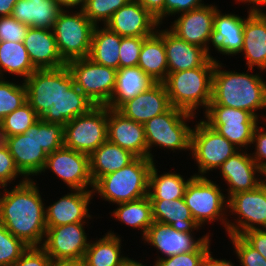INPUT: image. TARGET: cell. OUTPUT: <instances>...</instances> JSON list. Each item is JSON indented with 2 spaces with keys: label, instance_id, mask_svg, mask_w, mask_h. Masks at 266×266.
Instances as JSON below:
<instances>
[{
  "label": "cell",
  "instance_id": "cell-31",
  "mask_svg": "<svg viewBox=\"0 0 266 266\" xmlns=\"http://www.w3.org/2000/svg\"><path fill=\"white\" fill-rule=\"evenodd\" d=\"M153 221L167 224L173 230L190 233L199 229L184 198L174 200H151Z\"/></svg>",
  "mask_w": 266,
  "mask_h": 266
},
{
  "label": "cell",
  "instance_id": "cell-54",
  "mask_svg": "<svg viewBox=\"0 0 266 266\" xmlns=\"http://www.w3.org/2000/svg\"><path fill=\"white\" fill-rule=\"evenodd\" d=\"M18 0H0V17L11 16L13 7Z\"/></svg>",
  "mask_w": 266,
  "mask_h": 266
},
{
  "label": "cell",
  "instance_id": "cell-47",
  "mask_svg": "<svg viewBox=\"0 0 266 266\" xmlns=\"http://www.w3.org/2000/svg\"><path fill=\"white\" fill-rule=\"evenodd\" d=\"M24 176L16 167L13 156L5 146L0 150V187L4 188L19 175ZM1 189V188H0Z\"/></svg>",
  "mask_w": 266,
  "mask_h": 266
},
{
  "label": "cell",
  "instance_id": "cell-27",
  "mask_svg": "<svg viewBox=\"0 0 266 266\" xmlns=\"http://www.w3.org/2000/svg\"><path fill=\"white\" fill-rule=\"evenodd\" d=\"M209 235L198 240L193 239L190 233L173 230L169 225L153 221L147 234L143 238L153 245L159 252L169 257L172 255L195 250Z\"/></svg>",
  "mask_w": 266,
  "mask_h": 266
},
{
  "label": "cell",
  "instance_id": "cell-49",
  "mask_svg": "<svg viewBox=\"0 0 266 266\" xmlns=\"http://www.w3.org/2000/svg\"><path fill=\"white\" fill-rule=\"evenodd\" d=\"M262 127L257 126L253 133V139L251 144L256 146L255 153L251 155L255 163L265 172L266 174V132ZM265 160V161H264Z\"/></svg>",
  "mask_w": 266,
  "mask_h": 266
},
{
  "label": "cell",
  "instance_id": "cell-6",
  "mask_svg": "<svg viewBox=\"0 0 266 266\" xmlns=\"http://www.w3.org/2000/svg\"><path fill=\"white\" fill-rule=\"evenodd\" d=\"M194 117L192 113L171 106L166 112L144 123L148 158L154 161L150 153L154 145L173 151L190 150L192 129L187 125L186 120Z\"/></svg>",
  "mask_w": 266,
  "mask_h": 266
},
{
  "label": "cell",
  "instance_id": "cell-1",
  "mask_svg": "<svg viewBox=\"0 0 266 266\" xmlns=\"http://www.w3.org/2000/svg\"><path fill=\"white\" fill-rule=\"evenodd\" d=\"M0 196V222L29 247H41L46 235L45 208L32 179L24 177ZM41 244V245H40Z\"/></svg>",
  "mask_w": 266,
  "mask_h": 266
},
{
  "label": "cell",
  "instance_id": "cell-12",
  "mask_svg": "<svg viewBox=\"0 0 266 266\" xmlns=\"http://www.w3.org/2000/svg\"><path fill=\"white\" fill-rule=\"evenodd\" d=\"M204 122L240 149L251 145L258 117L238 108L210 103L204 112Z\"/></svg>",
  "mask_w": 266,
  "mask_h": 266
},
{
  "label": "cell",
  "instance_id": "cell-28",
  "mask_svg": "<svg viewBox=\"0 0 266 266\" xmlns=\"http://www.w3.org/2000/svg\"><path fill=\"white\" fill-rule=\"evenodd\" d=\"M246 18L235 14H222L217 10L214 17L212 45L221 54L236 55L243 47V26Z\"/></svg>",
  "mask_w": 266,
  "mask_h": 266
},
{
  "label": "cell",
  "instance_id": "cell-23",
  "mask_svg": "<svg viewBox=\"0 0 266 266\" xmlns=\"http://www.w3.org/2000/svg\"><path fill=\"white\" fill-rule=\"evenodd\" d=\"M171 107L164 83H155L147 91L123 103L117 111L128 119L144 124Z\"/></svg>",
  "mask_w": 266,
  "mask_h": 266
},
{
  "label": "cell",
  "instance_id": "cell-4",
  "mask_svg": "<svg viewBox=\"0 0 266 266\" xmlns=\"http://www.w3.org/2000/svg\"><path fill=\"white\" fill-rule=\"evenodd\" d=\"M215 61L209 58L201 67L168 73L163 83L172 107L194 115L200 106L207 110L212 97Z\"/></svg>",
  "mask_w": 266,
  "mask_h": 266
},
{
  "label": "cell",
  "instance_id": "cell-19",
  "mask_svg": "<svg viewBox=\"0 0 266 266\" xmlns=\"http://www.w3.org/2000/svg\"><path fill=\"white\" fill-rule=\"evenodd\" d=\"M107 140L130 151L136 157L148 158L144 124L123 116L108 108Z\"/></svg>",
  "mask_w": 266,
  "mask_h": 266
},
{
  "label": "cell",
  "instance_id": "cell-15",
  "mask_svg": "<svg viewBox=\"0 0 266 266\" xmlns=\"http://www.w3.org/2000/svg\"><path fill=\"white\" fill-rule=\"evenodd\" d=\"M47 169L56 174L70 189L87 190L88 185L93 189L87 154L63 146L48 154L42 172Z\"/></svg>",
  "mask_w": 266,
  "mask_h": 266
},
{
  "label": "cell",
  "instance_id": "cell-14",
  "mask_svg": "<svg viewBox=\"0 0 266 266\" xmlns=\"http://www.w3.org/2000/svg\"><path fill=\"white\" fill-rule=\"evenodd\" d=\"M85 222L62 226H47L46 240L41 246L52 261L83 260L89 246L84 230Z\"/></svg>",
  "mask_w": 266,
  "mask_h": 266
},
{
  "label": "cell",
  "instance_id": "cell-34",
  "mask_svg": "<svg viewBox=\"0 0 266 266\" xmlns=\"http://www.w3.org/2000/svg\"><path fill=\"white\" fill-rule=\"evenodd\" d=\"M122 36L109 30L106 26L94 27L88 58L93 62L119 69V48Z\"/></svg>",
  "mask_w": 266,
  "mask_h": 266
},
{
  "label": "cell",
  "instance_id": "cell-56",
  "mask_svg": "<svg viewBox=\"0 0 266 266\" xmlns=\"http://www.w3.org/2000/svg\"><path fill=\"white\" fill-rule=\"evenodd\" d=\"M237 1H241V2H245V3H250L253 4V6L250 7V9L252 10V12H255L257 14H262V15H266V13L263 12V10H261L259 7H261L260 5H266V0H237ZM256 5V6H255ZM259 6V7H258Z\"/></svg>",
  "mask_w": 266,
  "mask_h": 266
},
{
  "label": "cell",
  "instance_id": "cell-5",
  "mask_svg": "<svg viewBox=\"0 0 266 266\" xmlns=\"http://www.w3.org/2000/svg\"><path fill=\"white\" fill-rule=\"evenodd\" d=\"M153 164L149 158L136 157L127 166L100 177L93 185V193L116 204L141 199L148 195L149 172Z\"/></svg>",
  "mask_w": 266,
  "mask_h": 266
},
{
  "label": "cell",
  "instance_id": "cell-30",
  "mask_svg": "<svg viewBox=\"0 0 266 266\" xmlns=\"http://www.w3.org/2000/svg\"><path fill=\"white\" fill-rule=\"evenodd\" d=\"M155 83L139 66L119 68L115 88L107 107L117 110L123 103L147 91Z\"/></svg>",
  "mask_w": 266,
  "mask_h": 266
},
{
  "label": "cell",
  "instance_id": "cell-36",
  "mask_svg": "<svg viewBox=\"0 0 266 266\" xmlns=\"http://www.w3.org/2000/svg\"><path fill=\"white\" fill-rule=\"evenodd\" d=\"M35 70L23 42L0 41V78L8 72L26 80Z\"/></svg>",
  "mask_w": 266,
  "mask_h": 266
},
{
  "label": "cell",
  "instance_id": "cell-57",
  "mask_svg": "<svg viewBox=\"0 0 266 266\" xmlns=\"http://www.w3.org/2000/svg\"><path fill=\"white\" fill-rule=\"evenodd\" d=\"M50 266H85L83 260L80 261H52Z\"/></svg>",
  "mask_w": 266,
  "mask_h": 266
},
{
  "label": "cell",
  "instance_id": "cell-2",
  "mask_svg": "<svg viewBox=\"0 0 266 266\" xmlns=\"http://www.w3.org/2000/svg\"><path fill=\"white\" fill-rule=\"evenodd\" d=\"M64 126L39 119L25 133L6 137L16 167L26 177L41 174L48 154L64 146Z\"/></svg>",
  "mask_w": 266,
  "mask_h": 266
},
{
  "label": "cell",
  "instance_id": "cell-21",
  "mask_svg": "<svg viewBox=\"0 0 266 266\" xmlns=\"http://www.w3.org/2000/svg\"><path fill=\"white\" fill-rule=\"evenodd\" d=\"M94 106L74 84L73 77L70 74L62 82V93L57 102L48 108L40 119L45 122L65 126L68 121L87 113Z\"/></svg>",
  "mask_w": 266,
  "mask_h": 266
},
{
  "label": "cell",
  "instance_id": "cell-55",
  "mask_svg": "<svg viewBox=\"0 0 266 266\" xmlns=\"http://www.w3.org/2000/svg\"><path fill=\"white\" fill-rule=\"evenodd\" d=\"M55 2L63 9L66 8H73L75 6H81L80 9H82L87 0H55Z\"/></svg>",
  "mask_w": 266,
  "mask_h": 266
},
{
  "label": "cell",
  "instance_id": "cell-29",
  "mask_svg": "<svg viewBox=\"0 0 266 266\" xmlns=\"http://www.w3.org/2000/svg\"><path fill=\"white\" fill-rule=\"evenodd\" d=\"M62 10L55 0H18L11 16L29 27L52 30Z\"/></svg>",
  "mask_w": 266,
  "mask_h": 266
},
{
  "label": "cell",
  "instance_id": "cell-16",
  "mask_svg": "<svg viewBox=\"0 0 266 266\" xmlns=\"http://www.w3.org/2000/svg\"><path fill=\"white\" fill-rule=\"evenodd\" d=\"M70 74L65 65L56 69H36L23 80L27 90V102L39 117L57 102L62 93V82Z\"/></svg>",
  "mask_w": 266,
  "mask_h": 266
},
{
  "label": "cell",
  "instance_id": "cell-40",
  "mask_svg": "<svg viewBox=\"0 0 266 266\" xmlns=\"http://www.w3.org/2000/svg\"><path fill=\"white\" fill-rule=\"evenodd\" d=\"M0 78V121L27 102V90L24 83L16 84Z\"/></svg>",
  "mask_w": 266,
  "mask_h": 266
},
{
  "label": "cell",
  "instance_id": "cell-22",
  "mask_svg": "<svg viewBox=\"0 0 266 266\" xmlns=\"http://www.w3.org/2000/svg\"><path fill=\"white\" fill-rule=\"evenodd\" d=\"M156 33L164 41L168 73L201 67L209 58L214 59L204 48L187 43L169 29H158Z\"/></svg>",
  "mask_w": 266,
  "mask_h": 266
},
{
  "label": "cell",
  "instance_id": "cell-8",
  "mask_svg": "<svg viewBox=\"0 0 266 266\" xmlns=\"http://www.w3.org/2000/svg\"><path fill=\"white\" fill-rule=\"evenodd\" d=\"M74 84L95 106H107L112 97L117 70L97 64L90 58H81L66 63Z\"/></svg>",
  "mask_w": 266,
  "mask_h": 266
},
{
  "label": "cell",
  "instance_id": "cell-45",
  "mask_svg": "<svg viewBox=\"0 0 266 266\" xmlns=\"http://www.w3.org/2000/svg\"><path fill=\"white\" fill-rule=\"evenodd\" d=\"M242 266H266V259L240 235H228Z\"/></svg>",
  "mask_w": 266,
  "mask_h": 266
},
{
  "label": "cell",
  "instance_id": "cell-41",
  "mask_svg": "<svg viewBox=\"0 0 266 266\" xmlns=\"http://www.w3.org/2000/svg\"><path fill=\"white\" fill-rule=\"evenodd\" d=\"M28 248L0 222V266H13Z\"/></svg>",
  "mask_w": 266,
  "mask_h": 266
},
{
  "label": "cell",
  "instance_id": "cell-48",
  "mask_svg": "<svg viewBox=\"0 0 266 266\" xmlns=\"http://www.w3.org/2000/svg\"><path fill=\"white\" fill-rule=\"evenodd\" d=\"M51 262L42 247H29L13 266H50Z\"/></svg>",
  "mask_w": 266,
  "mask_h": 266
},
{
  "label": "cell",
  "instance_id": "cell-3",
  "mask_svg": "<svg viewBox=\"0 0 266 266\" xmlns=\"http://www.w3.org/2000/svg\"><path fill=\"white\" fill-rule=\"evenodd\" d=\"M215 61L210 103L238 108L258 117L255 111L266 108V81L259 74L223 71Z\"/></svg>",
  "mask_w": 266,
  "mask_h": 266
},
{
  "label": "cell",
  "instance_id": "cell-59",
  "mask_svg": "<svg viewBox=\"0 0 266 266\" xmlns=\"http://www.w3.org/2000/svg\"><path fill=\"white\" fill-rule=\"evenodd\" d=\"M6 146V135L2 126L0 125V150H2Z\"/></svg>",
  "mask_w": 266,
  "mask_h": 266
},
{
  "label": "cell",
  "instance_id": "cell-32",
  "mask_svg": "<svg viewBox=\"0 0 266 266\" xmlns=\"http://www.w3.org/2000/svg\"><path fill=\"white\" fill-rule=\"evenodd\" d=\"M136 156L108 140L89 155L90 175L93 183L100 177L127 166Z\"/></svg>",
  "mask_w": 266,
  "mask_h": 266
},
{
  "label": "cell",
  "instance_id": "cell-33",
  "mask_svg": "<svg viewBox=\"0 0 266 266\" xmlns=\"http://www.w3.org/2000/svg\"><path fill=\"white\" fill-rule=\"evenodd\" d=\"M139 66L156 83H163L168 76V63L163 39L155 32L142 44Z\"/></svg>",
  "mask_w": 266,
  "mask_h": 266
},
{
  "label": "cell",
  "instance_id": "cell-24",
  "mask_svg": "<svg viewBox=\"0 0 266 266\" xmlns=\"http://www.w3.org/2000/svg\"><path fill=\"white\" fill-rule=\"evenodd\" d=\"M74 193L62 196L57 202L45 208L46 226H62L91 218L88 214V204L93 196V190L72 189Z\"/></svg>",
  "mask_w": 266,
  "mask_h": 266
},
{
  "label": "cell",
  "instance_id": "cell-42",
  "mask_svg": "<svg viewBox=\"0 0 266 266\" xmlns=\"http://www.w3.org/2000/svg\"><path fill=\"white\" fill-rule=\"evenodd\" d=\"M129 1L130 0H87L82 10L95 26H97L99 21H103L105 26L111 16Z\"/></svg>",
  "mask_w": 266,
  "mask_h": 266
},
{
  "label": "cell",
  "instance_id": "cell-58",
  "mask_svg": "<svg viewBox=\"0 0 266 266\" xmlns=\"http://www.w3.org/2000/svg\"><path fill=\"white\" fill-rule=\"evenodd\" d=\"M118 266H145L140 262H137L135 260H131L128 257H125Z\"/></svg>",
  "mask_w": 266,
  "mask_h": 266
},
{
  "label": "cell",
  "instance_id": "cell-38",
  "mask_svg": "<svg viewBox=\"0 0 266 266\" xmlns=\"http://www.w3.org/2000/svg\"><path fill=\"white\" fill-rule=\"evenodd\" d=\"M118 206L119 208L113 211V216L130 227L141 229L144 238L153 223L152 203L149 196L121 203Z\"/></svg>",
  "mask_w": 266,
  "mask_h": 266
},
{
  "label": "cell",
  "instance_id": "cell-37",
  "mask_svg": "<svg viewBox=\"0 0 266 266\" xmlns=\"http://www.w3.org/2000/svg\"><path fill=\"white\" fill-rule=\"evenodd\" d=\"M121 239L108 232L96 242H89L83 262L85 266H118L125 258L121 253Z\"/></svg>",
  "mask_w": 266,
  "mask_h": 266
},
{
  "label": "cell",
  "instance_id": "cell-35",
  "mask_svg": "<svg viewBox=\"0 0 266 266\" xmlns=\"http://www.w3.org/2000/svg\"><path fill=\"white\" fill-rule=\"evenodd\" d=\"M152 165L149 172L148 196L150 200H174L184 198V193L191 176L187 181L180 174L165 173L158 175V169Z\"/></svg>",
  "mask_w": 266,
  "mask_h": 266
},
{
  "label": "cell",
  "instance_id": "cell-26",
  "mask_svg": "<svg viewBox=\"0 0 266 266\" xmlns=\"http://www.w3.org/2000/svg\"><path fill=\"white\" fill-rule=\"evenodd\" d=\"M248 11L243 26V47L248 70L259 67L266 71V15Z\"/></svg>",
  "mask_w": 266,
  "mask_h": 266
},
{
  "label": "cell",
  "instance_id": "cell-13",
  "mask_svg": "<svg viewBox=\"0 0 266 266\" xmlns=\"http://www.w3.org/2000/svg\"><path fill=\"white\" fill-rule=\"evenodd\" d=\"M227 200V208H230L232 214L239 215L238 224L227 223L228 235L241 236L261 226V229H266V180L255 189L235 193Z\"/></svg>",
  "mask_w": 266,
  "mask_h": 266
},
{
  "label": "cell",
  "instance_id": "cell-50",
  "mask_svg": "<svg viewBox=\"0 0 266 266\" xmlns=\"http://www.w3.org/2000/svg\"><path fill=\"white\" fill-rule=\"evenodd\" d=\"M202 0H165L164 4V18L168 15H176L191 11L192 9L204 6Z\"/></svg>",
  "mask_w": 266,
  "mask_h": 266
},
{
  "label": "cell",
  "instance_id": "cell-46",
  "mask_svg": "<svg viewBox=\"0 0 266 266\" xmlns=\"http://www.w3.org/2000/svg\"><path fill=\"white\" fill-rule=\"evenodd\" d=\"M28 29L12 16L0 17V41L23 42Z\"/></svg>",
  "mask_w": 266,
  "mask_h": 266
},
{
  "label": "cell",
  "instance_id": "cell-51",
  "mask_svg": "<svg viewBox=\"0 0 266 266\" xmlns=\"http://www.w3.org/2000/svg\"><path fill=\"white\" fill-rule=\"evenodd\" d=\"M241 237L266 259V229L249 230Z\"/></svg>",
  "mask_w": 266,
  "mask_h": 266
},
{
  "label": "cell",
  "instance_id": "cell-43",
  "mask_svg": "<svg viewBox=\"0 0 266 266\" xmlns=\"http://www.w3.org/2000/svg\"><path fill=\"white\" fill-rule=\"evenodd\" d=\"M210 236H208L195 250L172 255L166 258L159 257L154 266H199L210 253Z\"/></svg>",
  "mask_w": 266,
  "mask_h": 266
},
{
  "label": "cell",
  "instance_id": "cell-25",
  "mask_svg": "<svg viewBox=\"0 0 266 266\" xmlns=\"http://www.w3.org/2000/svg\"><path fill=\"white\" fill-rule=\"evenodd\" d=\"M23 43L36 69H56L66 65L52 30L29 27Z\"/></svg>",
  "mask_w": 266,
  "mask_h": 266
},
{
  "label": "cell",
  "instance_id": "cell-39",
  "mask_svg": "<svg viewBox=\"0 0 266 266\" xmlns=\"http://www.w3.org/2000/svg\"><path fill=\"white\" fill-rule=\"evenodd\" d=\"M40 117L28 102L17 108L1 121L0 125L6 137L25 133Z\"/></svg>",
  "mask_w": 266,
  "mask_h": 266
},
{
  "label": "cell",
  "instance_id": "cell-9",
  "mask_svg": "<svg viewBox=\"0 0 266 266\" xmlns=\"http://www.w3.org/2000/svg\"><path fill=\"white\" fill-rule=\"evenodd\" d=\"M108 107L94 106L64 126V147L90 155L107 141Z\"/></svg>",
  "mask_w": 266,
  "mask_h": 266
},
{
  "label": "cell",
  "instance_id": "cell-10",
  "mask_svg": "<svg viewBox=\"0 0 266 266\" xmlns=\"http://www.w3.org/2000/svg\"><path fill=\"white\" fill-rule=\"evenodd\" d=\"M221 192L219 186L209 180L205 175L203 177L194 176L187 184L184 200L190 209L195 222L202 227L206 222L222 221L227 231L226 217L223 212L227 208L228 200ZM222 212V213H221Z\"/></svg>",
  "mask_w": 266,
  "mask_h": 266
},
{
  "label": "cell",
  "instance_id": "cell-7",
  "mask_svg": "<svg viewBox=\"0 0 266 266\" xmlns=\"http://www.w3.org/2000/svg\"><path fill=\"white\" fill-rule=\"evenodd\" d=\"M94 27L82 9L74 14L60 12L52 31L65 63L89 56Z\"/></svg>",
  "mask_w": 266,
  "mask_h": 266
},
{
  "label": "cell",
  "instance_id": "cell-18",
  "mask_svg": "<svg viewBox=\"0 0 266 266\" xmlns=\"http://www.w3.org/2000/svg\"><path fill=\"white\" fill-rule=\"evenodd\" d=\"M159 22L137 0L117 10L105 26L122 37H149Z\"/></svg>",
  "mask_w": 266,
  "mask_h": 266
},
{
  "label": "cell",
  "instance_id": "cell-53",
  "mask_svg": "<svg viewBox=\"0 0 266 266\" xmlns=\"http://www.w3.org/2000/svg\"><path fill=\"white\" fill-rule=\"evenodd\" d=\"M212 252H210L203 261L199 264V266H234L231 261L219 260L214 259L211 255Z\"/></svg>",
  "mask_w": 266,
  "mask_h": 266
},
{
  "label": "cell",
  "instance_id": "cell-20",
  "mask_svg": "<svg viewBox=\"0 0 266 266\" xmlns=\"http://www.w3.org/2000/svg\"><path fill=\"white\" fill-rule=\"evenodd\" d=\"M218 169L228 185V197L242 191H250L259 186L264 180L256 178V173L265 172L255 163L251 154L238 151L229 157Z\"/></svg>",
  "mask_w": 266,
  "mask_h": 266
},
{
  "label": "cell",
  "instance_id": "cell-52",
  "mask_svg": "<svg viewBox=\"0 0 266 266\" xmlns=\"http://www.w3.org/2000/svg\"><path fill=\"white\" fill-rule=\"evenodd\" d=\"M156 20L162 24L164 20L165 0H137Z\"/></svg>",
  "mask_w": 266,
  "mask_h": 266
},
{
  "label": "cell",
  "instance_id": "cell-11",
  "mask_svg": "<svg viewBox=\"0 0 266 266\" xmlns=\"http://www.w3.org/2000/svg\"><path fill=\"white\" fill-rule=\"evenodd\" d=\"M190 150L199 168V175L195 176L203 177L208 171L218 169L239 148L202 120L192 129Z\"/></svg>",
  "mask_w": 266,
  "mask_h": 266
},
{
  "label": "cell",
  "instance_id": "cell-44",
  "mask_svg": "<svg viewBox=\"0 0 266 266\" xmlns=\"http://www.w3.org/2000/svg\"><path fill=\"white\" fill-rule=\"evenodd\" d=\"M147 37H122L119 48V68L137 66L143 41Z\"/></svg>",
  "mask_w": 266,
  "mask_h": 266
},
{
  "label": "cell",
  "instance_id": "cell-17",
  "mask_svg": "<svg viewBox=\"0 0 266 266\" xmlns=\"http://www.w3.org/2000/svg\"><path fill=\"white\" fill-rule=\"evenodd\" d=\"M217 10V6L211 4L181 13L170 27V31L187 43L204 48L210 54L208 44L213 41L214 17Z\"/></svg>",
  "mask_w": 266,
  "mask_h": 266
}]
</instances>
